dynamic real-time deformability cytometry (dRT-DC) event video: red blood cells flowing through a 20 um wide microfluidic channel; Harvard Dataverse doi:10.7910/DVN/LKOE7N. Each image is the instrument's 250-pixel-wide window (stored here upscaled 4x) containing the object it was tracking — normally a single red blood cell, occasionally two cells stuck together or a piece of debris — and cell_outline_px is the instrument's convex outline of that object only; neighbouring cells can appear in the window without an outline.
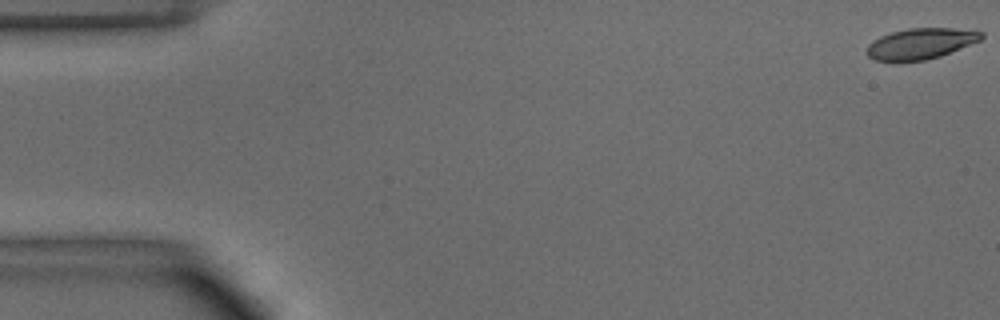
{"species": "common noctule bat (a hibernating species)", "species_latin": "Nyctalus noctula", "temperature_condition": "warm", "stored_images_in_passage": 10, "camera_frame_rate_fps": 3000, "um_per_image_px": 0.085, "animal": {"sex": "male", "body_mass_g": 15.6}, "frame": {"image": 1, "passage_image": 1, "time_ms": 0.0, "image_size_px": [1000, 320], "cell_outline_px": [[984, 36], [980, 40], [940, 56], [924, 60], [872, 60], [864, 52], [868, 44], [872, 40], [880, 36], [892, 32], [908, 28], [952, 28], [984, 32]], "centroid_in_image_um": [78.21, 3.69], "position_along_channel_um": 6.8, "area_um2": 20.4}}